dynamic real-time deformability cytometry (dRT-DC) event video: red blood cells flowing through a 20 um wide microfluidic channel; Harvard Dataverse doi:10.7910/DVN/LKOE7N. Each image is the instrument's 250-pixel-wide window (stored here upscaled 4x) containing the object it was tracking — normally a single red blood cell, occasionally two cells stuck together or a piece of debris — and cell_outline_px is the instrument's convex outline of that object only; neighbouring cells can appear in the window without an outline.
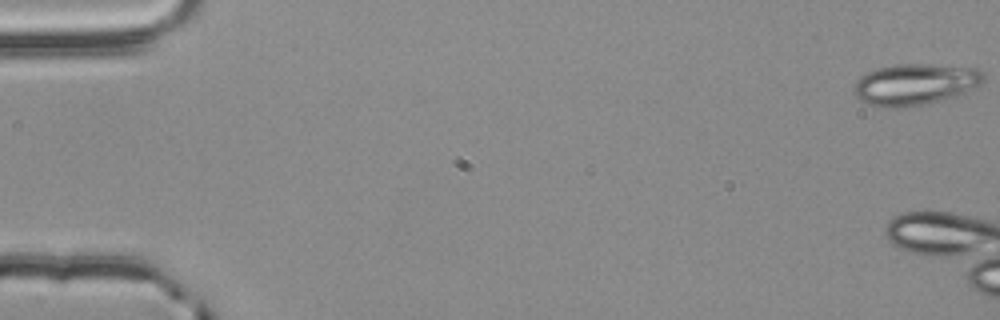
{"species": "common noctule bat (a hibernating species)", "species_latin": "Nyctalus noctula", "temperature_condition": "room temperature", "stored_images_in_passage": 7, "camera_frame_rate_fps": 3000, "um_per_image_px": 0.085, "animal": {"sex": "male", "body_mass_g": 20.4}, "frame": {"image": 1, "passage_image": 1, "time_ms": 0.0, "image_size_px": [1000, 320], "cell_outline_px": [[984, 80], [980, 84], [956, 96], [924, 104], [900, 108], [888, 108], [868, 104], [860, 100], [856, 96], [852, 88], [860, 76], [864, 72], [876, 68], [896, 64], [928, 64], [980, 68], [984, 72]], "centroid_in_image_um": [77.75, 7.16], "position_along_channel_um": 7.2, "area_um2": 31.44}}